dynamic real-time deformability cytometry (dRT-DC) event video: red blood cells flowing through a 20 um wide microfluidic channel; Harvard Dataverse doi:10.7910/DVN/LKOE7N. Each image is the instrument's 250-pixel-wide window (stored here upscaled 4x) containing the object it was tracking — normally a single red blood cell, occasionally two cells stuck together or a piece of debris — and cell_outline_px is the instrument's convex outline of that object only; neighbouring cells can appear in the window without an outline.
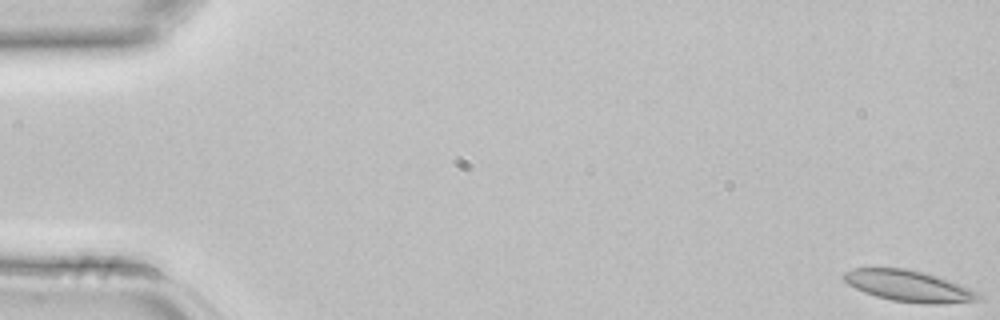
{"species": "common noctule bat (a hibernating species)", "species_latin": "Nyctalus noctula", "temperature_condition": "room temperature", "stored_images_in_passage": 4, "camera_frame_rate_fps": 3000, "um_per_image_px": 0.085, "animal": {"sex": "female", "body_mass_g": 22.7, "forearm_length_mm": 54.2}, "frame": {"image": 1, "passage_image": 1, "time_ms": 0.0, "image_size_px": [1000, 320], "cell_outline_px": [[984, 300], [940, 304], [924, 304], [892, 300], [876, 296], [864, 292], [848, 284], [840, 276], [844, 272], [852, 268], [904, 268], [936, 276], [960, 284], [984, 296]], "centroid_in_image_um": [77.24, 24.32], "position_along_channel_um": 7.8, "area_um2": 24.45}}